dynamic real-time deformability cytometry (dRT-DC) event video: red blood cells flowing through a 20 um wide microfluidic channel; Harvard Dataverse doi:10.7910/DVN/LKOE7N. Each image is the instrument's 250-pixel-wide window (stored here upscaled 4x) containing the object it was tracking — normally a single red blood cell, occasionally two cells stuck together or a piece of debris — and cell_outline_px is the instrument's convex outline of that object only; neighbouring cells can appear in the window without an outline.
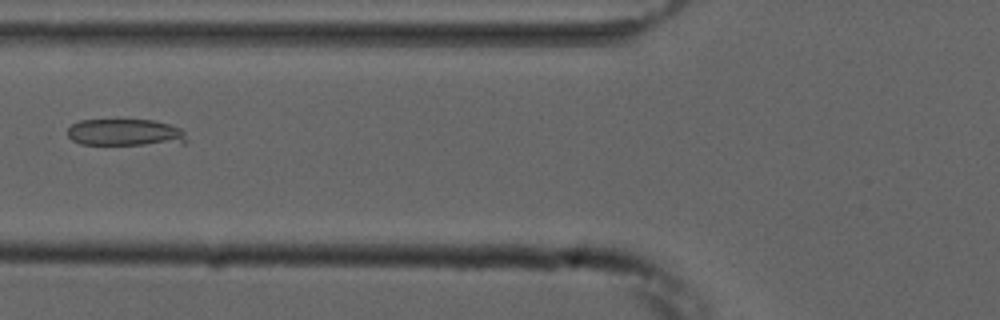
{"species": "common noctule bat (a hibernating species)", "species_latin": "Nyctalus noctula", "temperature_condition": "cold", "stored_images_in_passage": 5, "camera_frame_rate_fps": 3000, "um_per_image_px": 0.085, "animal": {"sex": "male", "forearm_length_mm": 52.5}, "frame": {"image": 1, "passage_image": 4, "time_ms": 3.667, "image_size_px": [1000, 320], "cell_outline_px": [[188, 140], [184, 144], [80, 144], [72, 140], [68, 136], [68, 128], [72, 124], [80, 120], [152, 120], [168, 124], [180, 128], [184, 132]], "centroid_in_image_um": [10.67, 11.27], "position_along_channel_um": 115.1, "area_um2": 18.67}}
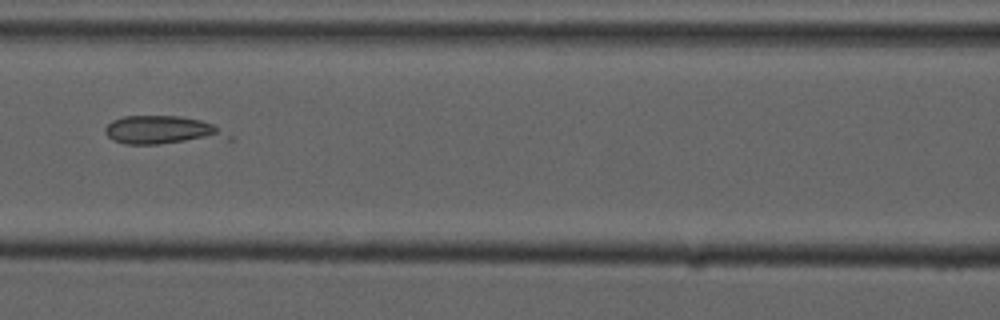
{"frame": {"image": 2, "passage_image": 5, "time_ms": 4.667, "image_size_px": [1000, 320], "cell_outline_px": [[232, 140], [160, 144], [124, 144], [112, 140], [104, 132], [104, 128], [112, 120], [124, 116], [180, 116], [200, 120], [212, 124], [232, 136]], "centroid_in_image_um": [13.84, 11.09], "position_along_channel_um": 152.8, "area_um2": 20.75}}